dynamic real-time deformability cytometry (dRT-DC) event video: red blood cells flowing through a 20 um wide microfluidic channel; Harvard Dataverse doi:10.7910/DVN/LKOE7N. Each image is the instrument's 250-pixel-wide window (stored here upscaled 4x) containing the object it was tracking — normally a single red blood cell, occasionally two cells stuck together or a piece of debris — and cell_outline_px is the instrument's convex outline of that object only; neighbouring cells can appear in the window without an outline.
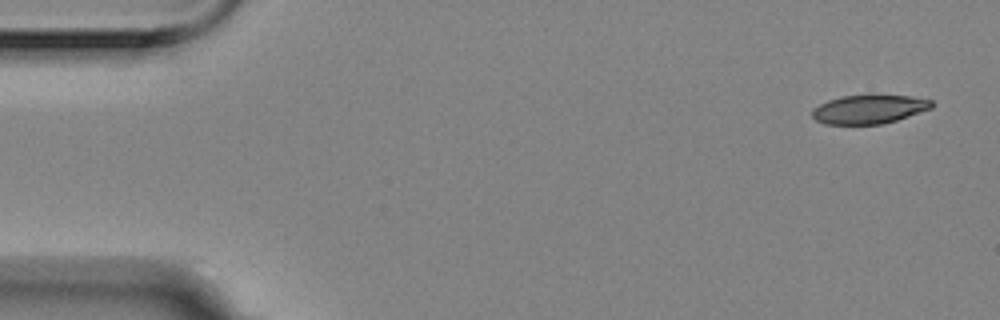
{"species": "Egyptian fruit bat (a non-hibernating species)", "species_latin": "Rousettus aegyptiacus", "temperature_condition": "room temperature", "stored_images_in_passage": 6, "camera_frame_rate_fps": 3000, "um_per_image_px": 0.085, "animal": {"sex": "female"}, "frame": {"image": 1, "passage_image": 1, "time_ms": 0.0, "image_size_px": [1000, 320], "cell_outline_px": [[932, 108], [896, 120], [880, 124], [824, 124], [816, 120], [812, 116], [812, 108], [828, 100], [840, 96], [912, 96], [932, 100]], "centroid_in_image_um": [73.84, 9.29], "position_along_channel_um": 11.2, "area_um2": 19.77}}
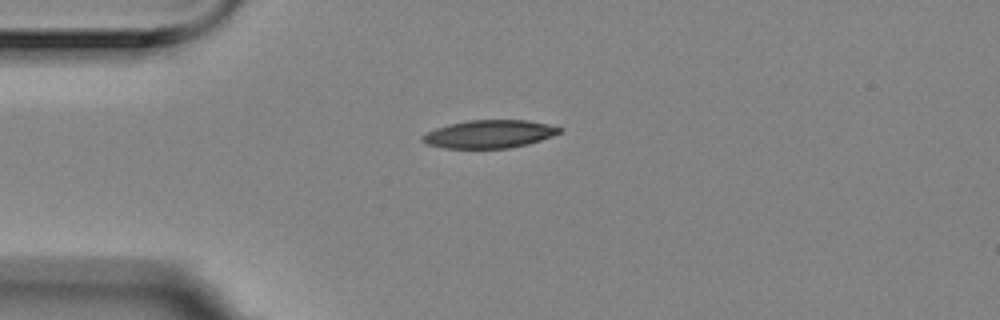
{"frame": {"image": 2, "passage_image": 4, "time_ms": 1.0, "image_size_px": [1000, 320], "cell_outline_px": [[564, 128], [560, 132], [552, 136], [528, 144], [508, 148], [444, 148], [428, 144], [420, 140], [420, 136], [436, 128], [448, 124], [468, 120], [528, 120], [548, 124]], "centroid_in_image_um": [41.59, 11.39], "position_along_channel_um": 43.4, "area_um2": 22.37}}
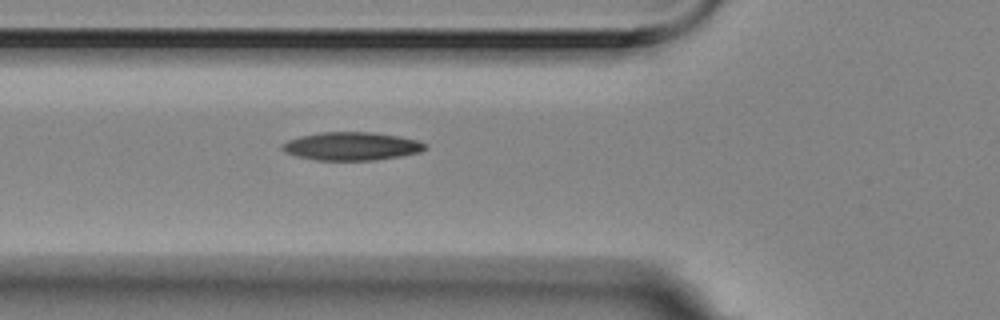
{"frame": {"image": 3, "passage_image": 6, "time_ms": 1.667, "image_size_px": [1000, 320], "cell_outline_px": [[428, 148], [420, 152], [400, 156], [372, 160], [316, 160], [296, 156], [284, 152], [280, 148], [280, 144], [288, 140], [300, 136], [320, 132], [372, 132], [400, 136], [416, 140], [424, 144]], "centroid_in_image_um": [29.84, 12.42], "position_along_channel_um": 96.0, "area_um2": 23.52}}